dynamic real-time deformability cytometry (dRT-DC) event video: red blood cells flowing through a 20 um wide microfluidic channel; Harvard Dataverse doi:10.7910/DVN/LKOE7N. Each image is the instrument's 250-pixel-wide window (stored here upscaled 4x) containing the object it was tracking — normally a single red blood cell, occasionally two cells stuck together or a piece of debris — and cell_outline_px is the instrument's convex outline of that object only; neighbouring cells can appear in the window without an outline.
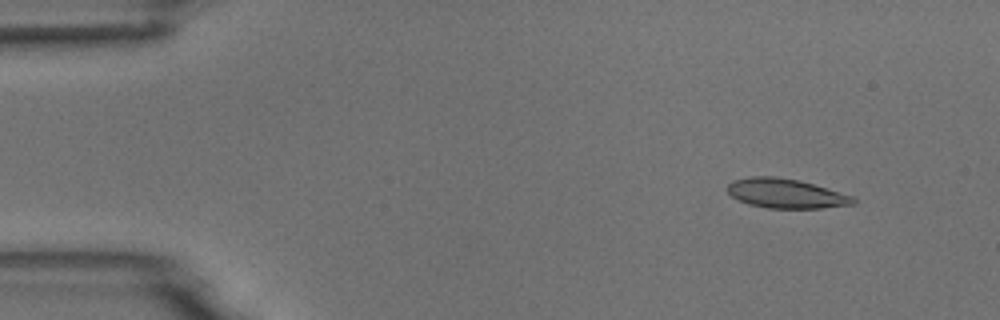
{"species": "common noctule bat (a hibernating species)", "species_latin": "Nyctalus noctula", "temperature_condition": "room temperature", "stored_images_in_passage": 5, "segment_of_instrument_passage": [1, 2], "camera_frame_rate_fps": 3000, "um_per_image_px": 0.085, "animal": {"sex": "male", "body_mass_g": 18.8}, "frame": {"image": 1, "passage_image": 1, "time_ms": 0.0, "image_size_px": [1000, 320], "cell_outline_px": [[856, 204], [820, 208], [768, 208], [748, 204], [732, 196], [728, 192], [728, 184], [732, 180], [752, 176], [776, 176], [800, 180], [852, 196], [856, 200]], "centroid_in_image_um": [66.79, 16.44], "position_along_channel_um": 18.2, "area_um2": 21.5}}
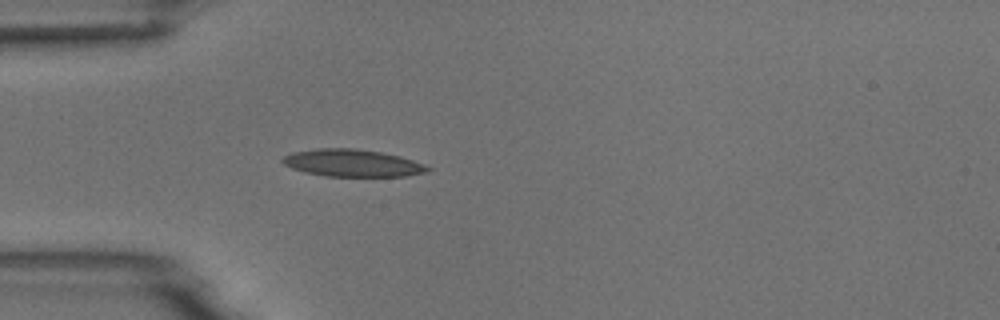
{"frame": {"image": 2, "passage_image": 4, "time_ms": 3.333, "image_size_px": [1000, 320], "cell_outline_px": [[432, 168], [428, 172], [404, 176], [324, 176], [304, 172], [292, 168], [284, 164], [280, 160], [284, 156], [292, 152], [316, 148], [356, 148], [380, 152], [400, 156], [424, 164]], "centroid_in_image_um": [29.94, 13.85], "position_along_channel_um": 55.1, "area_um2": 23.12}}